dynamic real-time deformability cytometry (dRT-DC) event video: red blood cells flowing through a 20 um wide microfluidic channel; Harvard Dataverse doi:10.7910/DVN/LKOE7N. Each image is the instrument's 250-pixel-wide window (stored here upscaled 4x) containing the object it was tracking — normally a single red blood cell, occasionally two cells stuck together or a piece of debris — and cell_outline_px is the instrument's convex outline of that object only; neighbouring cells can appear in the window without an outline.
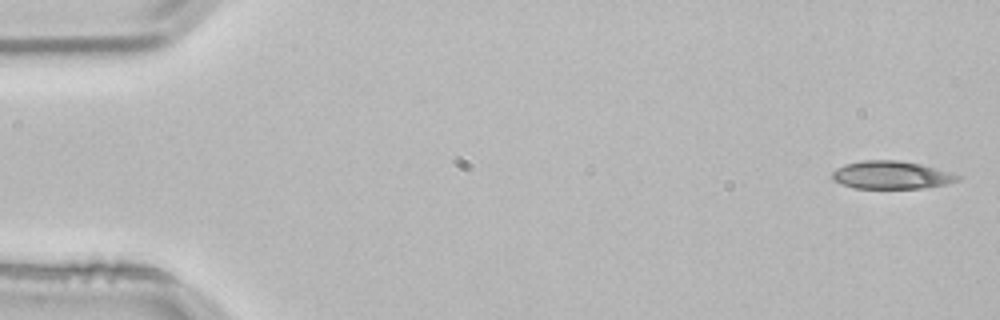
{"species": "common noctule bat (a hibernating species)", "species_latin": "Nyctalus noctula", "temperature_condition": "room temperature", "stored_images_in_passage": 5, "segment_of_instrument_passage": [2, 2], "camera_frame_rate_fps": 3000, "um_per_image_px": 0.085, "animal": {"sex": "male", "body_mass_g": 21.5, "forearm_length_mm": 52.0}, "frame": {"image": 1, "passage_image": 5, "time_ms": 1.333, "image_size_px": [1000, 320], "cell_outline_px": [[960, 176], [956, 180], [944, 184], [920, 188], [852, 188], [840, 184], [832, 180], [832, 172], [836, 168], [844, 164], [864, 160], [896, 160], [920, 164], [952, 172]], "centroid_in_image_um": [75.69, 14.87], "position_along_channel_um": 9.3, "area_um2": 20.29}}